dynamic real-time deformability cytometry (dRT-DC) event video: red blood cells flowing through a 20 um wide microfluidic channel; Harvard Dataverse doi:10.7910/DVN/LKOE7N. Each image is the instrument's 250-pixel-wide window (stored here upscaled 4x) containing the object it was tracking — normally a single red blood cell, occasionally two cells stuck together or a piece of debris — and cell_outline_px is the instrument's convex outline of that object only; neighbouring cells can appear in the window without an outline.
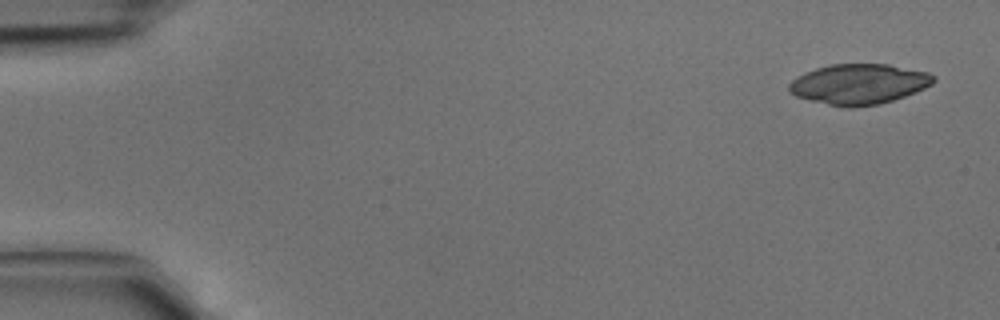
{"species": "common noctule bat (a hibernating species)", "species_latin": "Nyctalus noctula", "temperature_condition": "cold", "stored_images_in_passage": 4, "camera_frame_rate_fps": 3000, "um_per_image_px": 0.085, "animal": {"sex": "male", "body_mass_g": 15.6}, "frame": {"image": 1, "passage_image": 1, "time_ms": 0.0, "image_size_px": [1000, 320], "cell_outline_px": [[936, 80], [932, 84], [924, 88], [904, 96], [880, 104], [852, 108], [848, 108], [828, 104], [796, 96], [788, 92], [788, 84], [792, 80], [816, 68], [828, 64], [888, 64], [928, 72], [936, 76]], "centroid_in_image_um": [73.02, 7.15], "position_along_channel_um": 12.0, "area_um2": 33.81}}